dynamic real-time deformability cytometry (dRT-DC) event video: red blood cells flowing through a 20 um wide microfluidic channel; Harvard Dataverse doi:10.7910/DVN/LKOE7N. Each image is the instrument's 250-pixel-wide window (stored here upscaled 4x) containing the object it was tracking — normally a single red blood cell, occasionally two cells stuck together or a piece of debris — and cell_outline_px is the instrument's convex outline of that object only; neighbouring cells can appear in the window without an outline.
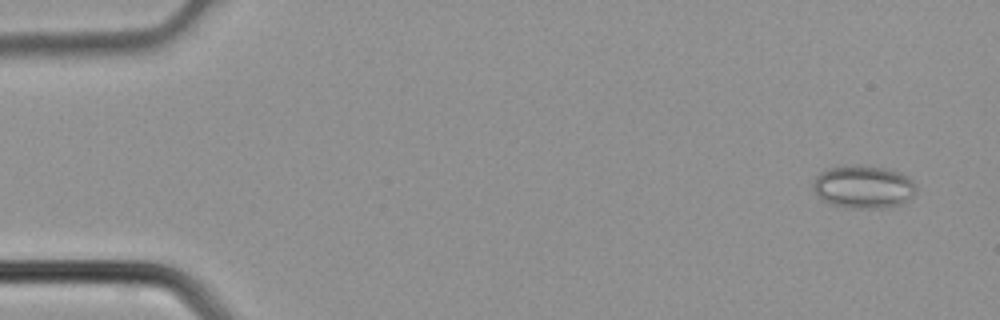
{"species": "common noctule bat (a hibernating species)", "species_latin": "Nyctalus noctula", "temperature_condition": "cold", "stored_images_in_passage": 5, "camera_frame_rate_fps": 3000, "um_per_image_px": 0.085, "animal": {"sex": "male", "body_mass_g": 21.5, "forearm_length_mm": 52.0}, "frame": {"image": 1, "passage_image": 1, "time_ms": 0.0, "image_size_px": [1000, 320], "cell_outline_px": [[916, 192], [912, 196], [900, 204], [880, 208], [848, 208], [832, 204], [820, 200], [812, 188], [812, 184], [816, 176], [820, 172], [840, 164], [856, 164], [884, 168], [900, 172], [908, 176], [912, 180], [916, 188]], "centroid_in_image_um": [73.34, 15.86], "position_along_channel_um": 11.7, "area_um2": 26.13}}
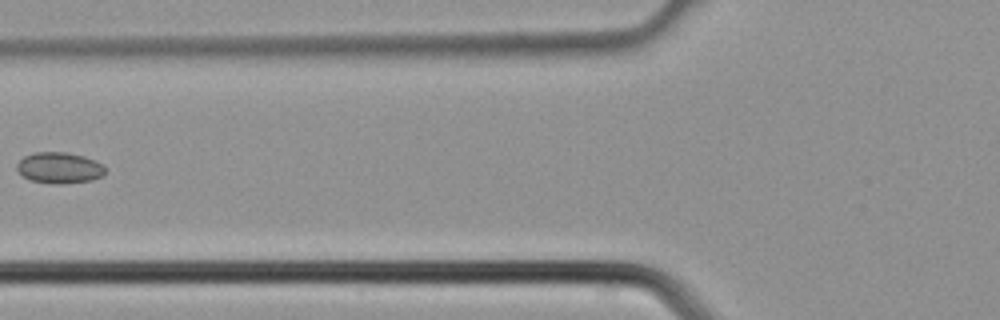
{"frame": {"image": 2, "passage_image": 5, "time_ms": 1.333, "image_size_px": [1000, 320], "cell_outline_px": [[104, 176], [92, 180], [60, 184], [52, 184], [32, 180], [24, 176], [16, 168], [16, 164], [24, 156], [32, 152], [68, 152], [84, 156], [96, 160], [104, 164]], "centroid_in_image_um": [5.07, 14.25], "position_along_channel_um": 120.7, "area_um2": 16.13}}